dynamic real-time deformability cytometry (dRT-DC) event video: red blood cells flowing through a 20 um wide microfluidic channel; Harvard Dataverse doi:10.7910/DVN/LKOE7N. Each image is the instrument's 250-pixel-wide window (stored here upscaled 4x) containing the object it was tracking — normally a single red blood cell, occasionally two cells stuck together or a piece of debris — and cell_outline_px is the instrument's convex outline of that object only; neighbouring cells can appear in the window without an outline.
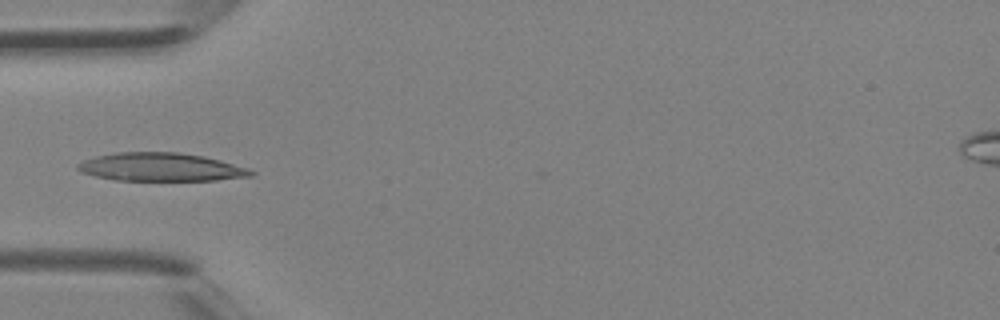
{"species": "Egyptian fruit bat (a non-hibernating species)", "species_latin": "Rousettus aegyptiacus", "temperature_condition": "room temperature", "stored_images_in_passage": 4, "camera_frame_rate_fps": 3000, "um_per_image_px": 0.085, "animal": {"sex": "female"}, "frame": {"image": 1, "passage_image": 4, "time_ms": 1.0, "image_size_px": [1000, 320], "cell_outline_px": [[256, 172], [252, 176], [216, 180], [116, 180], [96, 176], [80, 172], [76, 168], [76, 164], [84, 160], [96, 156], [116, 152], [176, 152], [204, 156], [220, 160], [248, 168]], "centroid_in_image_um": [13.66, 14.2], "position_along_channel_um": 71.3, "area_um2": 28.5}}